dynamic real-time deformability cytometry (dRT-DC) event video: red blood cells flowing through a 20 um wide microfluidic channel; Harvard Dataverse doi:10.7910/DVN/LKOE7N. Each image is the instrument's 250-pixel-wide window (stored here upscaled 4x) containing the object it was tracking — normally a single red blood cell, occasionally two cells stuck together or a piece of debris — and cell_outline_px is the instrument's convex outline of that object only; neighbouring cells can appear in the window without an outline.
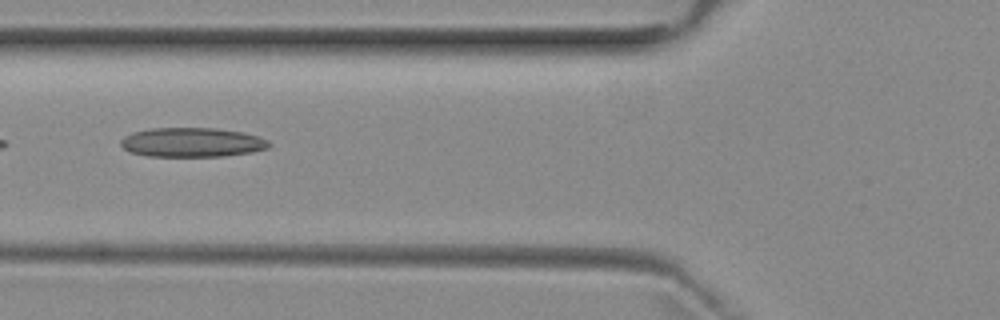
{"species": "common noctule bat (a hibernating species)", "species_latin": "Nyctalus noctula", "temperature_condition": "room temperature", "stored_images_in_passage": 2, "camera_frame_rate_fps": 3000, "um_per_image_px": 0.085, "animal": {"sex": "female", "body_mass_g": 29.2, "forearm_length_mm": 56.3}, "frame": {"image": 1, "passage_image": 2, "time_ms": 1.333, "image_size_px": [1000, 320], "cell_outline_px": [[272, 144], [268, 148], [252, 152], [224, 156], [148, 156], [128, 152], [120, 144], [120, 140], [124, 136], [132, 132], [148, 128], [216, 128], [244, 132], [268, 140]], "centroid_in_image_um": [16.3, 12.09], "position_along_channel_um": 109.5, "area_um2": 25.55}}